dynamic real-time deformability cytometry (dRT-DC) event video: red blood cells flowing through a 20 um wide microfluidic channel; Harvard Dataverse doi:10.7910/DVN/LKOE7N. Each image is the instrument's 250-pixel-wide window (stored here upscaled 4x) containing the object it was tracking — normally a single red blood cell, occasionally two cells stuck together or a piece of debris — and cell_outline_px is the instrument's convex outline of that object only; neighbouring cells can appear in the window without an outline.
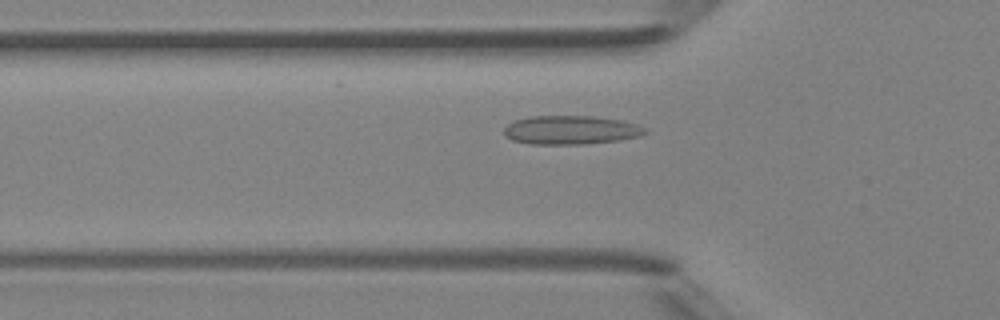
{"species": "Egyptian fruit bat (a non-hibernating species)", "species_latin": "Rousettus aegyptiacus", "temperature_condition": "room temperature", "stored_images_in_passage": 35, "camera_frame_rate_fps": 3000, "um_per_image_px": 0.085, "animal": {"sex": "female"}, "frame": {"image": 1, "passage_image": 5, "time_ms": 1.333, "image_size_px": [1000, 320], "cell_outline_px": [[648, 132], [640, 136], [620, 140], [584, 144], [528, 144], [512, 140], [504, 136], [504, 128], [508, 124], [516, 120], [528, 116], [592, 116], [620, 120], [636, 124], [648, 128]], "centroid_in_image_um": [48.52, 11.05], "position_along_channel_um": 77.3, "area_um2": 23.81}}
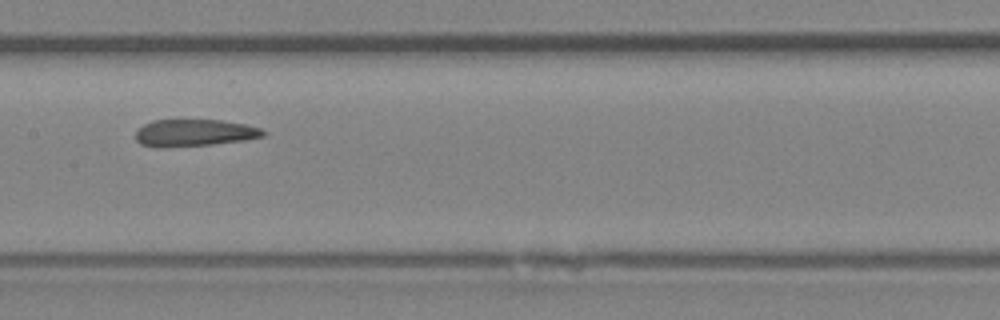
{"frame": {"image": 2, "passage_image": 13, "time_ms": 4.0, "image_size_px": [1000, 320], "cell_outline_px": [[268, 132], [264, 136], [244, 140], [212, 144], [164, 148], [152, 148], [140, 144], [136, 140], [136, 132], [144, 124], [152, 120], [220, 120], [244, 124], [260, 128]], "centroid_in_image_um": [16.49, 11.3], "position_along_channel_um": 190.9, "area_um2": 20.23}}
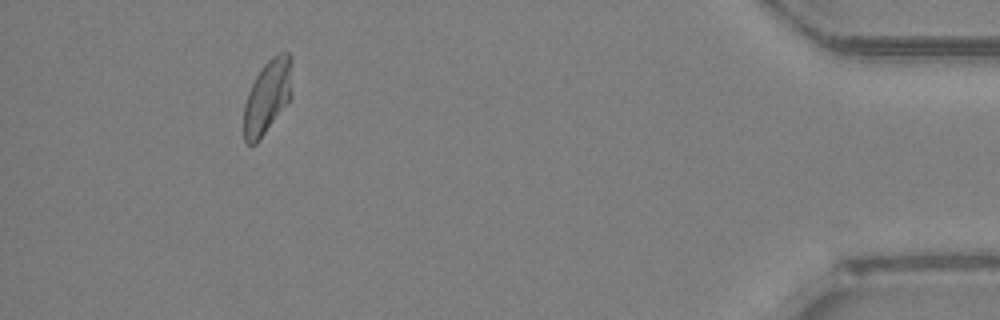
{"frame": {"image": 3, "passage_image": 33, "time_ms": 10.667, "image_size_px": [1000, 320], "cell_outline_px": [[292, 96], [260, 140], [256, 144], [248, 144], [244, 140], [244, 104], [248, 92], [256, 76], [264, 64], [272, 56], [280, 52], [288, 52], [292, 56]], "centroid_in_image_um": [22.75, 8.19], "position_along_channel_um": 412.4, "area_um2": 20.92}, "authors_computed_cell_mechanics": {"area_um2": 21.0392, "velocity_mm_per_s": 4.2735, "shape_relaxation_time_tau1_ms": null, "shape_relaxation_time_tau2_ms": 4.9072, "deformation_change_tau1": null, "deformation_change_tau2": 0.0861}}